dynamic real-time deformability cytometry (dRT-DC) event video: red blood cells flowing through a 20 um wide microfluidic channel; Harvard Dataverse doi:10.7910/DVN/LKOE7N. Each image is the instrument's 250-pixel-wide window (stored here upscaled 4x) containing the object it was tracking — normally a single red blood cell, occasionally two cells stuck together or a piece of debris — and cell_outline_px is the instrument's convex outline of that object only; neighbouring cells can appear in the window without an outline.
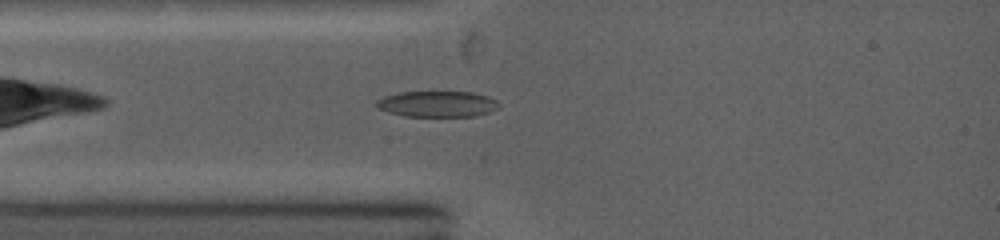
{"species": "common noctule bat (a hibernating species)", "species_latin": "Nyctalus noctula", "temperature_condition": "warm", "stored_images_in_passage": 53, "segment_of_instrument_passage": [1, 2], "camera_frame_rate_fps": 5000, "um_per_image_px": 0.085, "animal": {"sex": "female", "body_mass_g": 19.0, "forearm_length_mm": 53.3}, "frame": {"image": 1, "passage_image": 2, "time_ms": 0.2, "image_size_px": [1000, 240], "cell_outline_px": [[500, 108], [476, 116], [404, 116], [388, 112], [376, 108], [372, 104], [376, 100], [384, 96], [404, 92], [468, 92], [488, 96], [496, 100], [500, 104]], "centroid_in_image_um": [37.14, 8.84], "position_along_channel_um": 47.9, "area_um2": 18.61}}
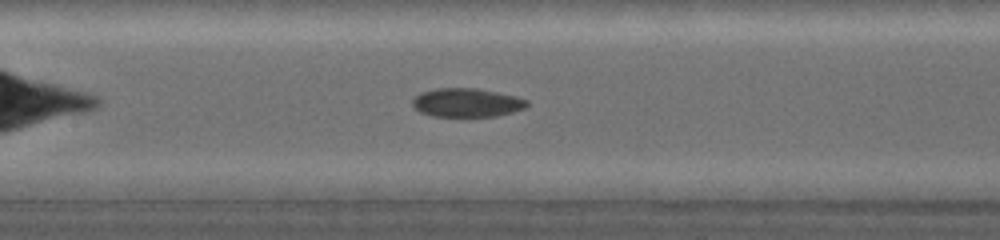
{"frame": {"image": 2, "passage_image": 13, "time_ms": 3.0, "image_size_px": [1000, 240], "cell_outline_px": [[528, 104], [524, 108], [512, 112], [496, 116], [432, 116], [420, 112], [412, 104], [412, 100], [416, 96], [424, 92], [440, 88], [472, 88], [512, 96], [528, 100]], "centroid_in_image_um": [39.65, 8.74], "position_along_channel_um": 167.7, "area_um2": 18.61}}
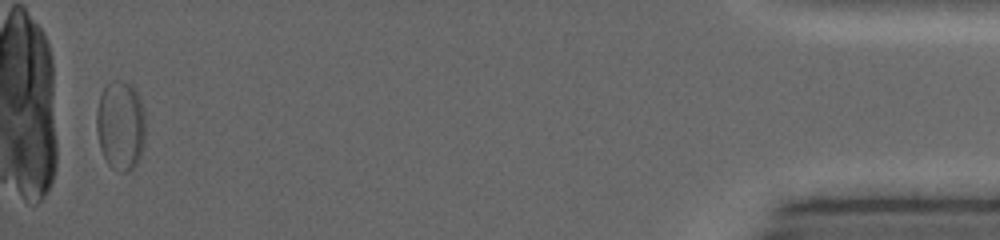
{"frame": {"image": 3, "passage_image": 48, "time_ms": 11.8, "image_size_px": [1000, 240], "cell_outline_px": [[144, 144], [140, 156], [136, 164], [128, 172], [120, 172], [112, 168], [108, 164], [100, 148], [96, 132], [96, 108], [104, 84], [112, 80], [120, 80], [132, 84], [136, 88], [144, 112]], "centroid_in_image_um": [10.23, 10.62], "position_along_channel_um": 425.0, "area_um2": 26.01}}